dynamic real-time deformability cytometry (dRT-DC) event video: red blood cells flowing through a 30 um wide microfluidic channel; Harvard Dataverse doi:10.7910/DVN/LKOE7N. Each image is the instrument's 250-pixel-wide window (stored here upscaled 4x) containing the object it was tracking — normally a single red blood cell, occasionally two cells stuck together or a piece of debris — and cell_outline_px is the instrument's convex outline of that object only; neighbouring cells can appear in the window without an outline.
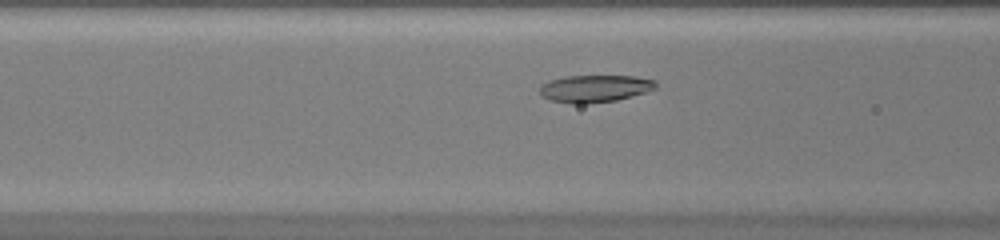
{"species": "common noctule bat (a hibernating species)", "species_latin": "Nyctalus noctula", "temperature_condition": "warm", "stored_images_in_passage": 41, "camera_frame_rate_fps": 3000, "um_per_image_px": 0.085, "animal": {"sex": "female", "body_mass_g": 20.0, "forearm_length_mm": 54.0}, "frame": {"image": 1, "passage_image": 10, "time_ms": 3.0, "image_size_px": [1000, 240], "cell_outline_px": [[656, 88], [632, 96], [616, 100], [584, 104], [572, 104], [552, 100], [540, 96], [540, 88], [548, 80], [564, 76], [632, 76], [656, 80]], "centroid_in_image_um": [50.54, 7.52], "position_along_channel_um": 116.1, "area_um2": 18.38}}
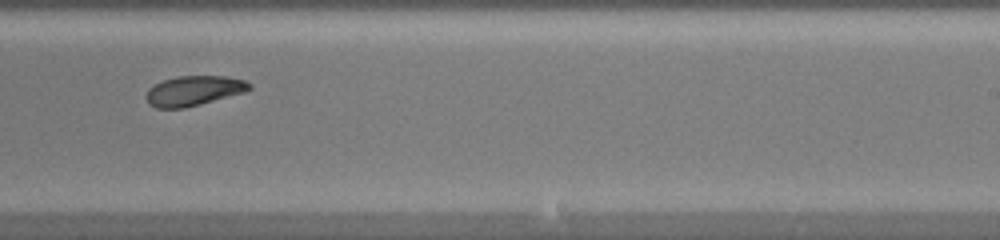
{"frame": {"image": 2, "passage_image": 22, "time_ms": 7.0, "image_size_px": [1000, 240], "cell_outline_px": [[252, 88], [244, 92], [200, 104], [184, 108], [156, 108], [148, 104], [144, 96], [148, 88], [164, 80], [176, 76], [224, 76], [244, 80], [252, 84]], "centroid_in_image_um": [16.43, 7.71], "position_along_channel_um": 272.6, "area_um2": 17.98}}
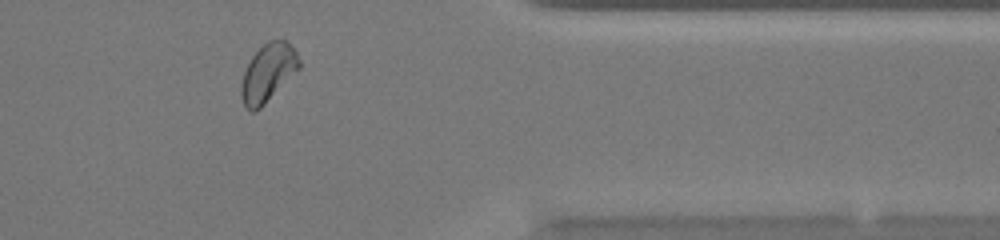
{"frame": {"image": 3, "passage_image": 32, "time_ms": 10.333, "image_size_px": [1000, 240], "cell_outline_px": [[300, 68], [256, 112], [252, 112], [244, 108], [240, 96], [240, 84], [244, 72], [252, 56], [268, 40], [284, 40], [296, 52], [300, 60]], "centroid_in_image_um": [22.74, 6.23], "position_along_channel_um": 388.7, "area_um2": 19.42}, "authors_computed_cell_mechanics": {"area_um2": 18.6116, "velocity_mm_per_s": 3.9129, "shape_relaxation_time_tau1_ms": null, "shape_relaxation_time_tau2_ms": 0.6043, "deformation_change_tau1": null, "deformation_change_tau2": 0.0524}}